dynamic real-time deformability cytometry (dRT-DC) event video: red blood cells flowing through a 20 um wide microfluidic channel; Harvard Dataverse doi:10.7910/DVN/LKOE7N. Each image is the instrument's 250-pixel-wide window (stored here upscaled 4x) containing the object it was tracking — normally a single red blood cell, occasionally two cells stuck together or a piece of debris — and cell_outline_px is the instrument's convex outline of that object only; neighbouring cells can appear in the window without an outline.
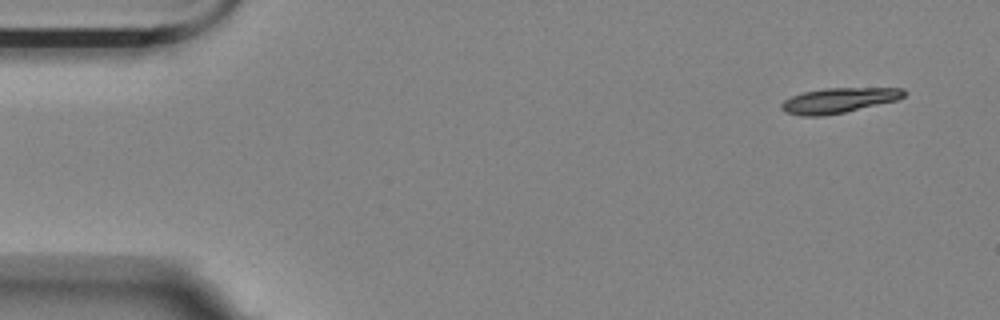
{"species": "Egyptian fruit bat (a non-hibernating species)", "species_latin": "Rousettus aegyptiacus", "temperature_condition": "room temperature", "stored_images_in_passage": 4, "segment_of_instrument_passage": [2, 2], "camera_frame_rate_fps": 3000, "um_per_image_px": 0.085, "animal": {"sex": "female"}, "frame": {"image": 1, "passage_image": 4, "time_ms": 1.0, "image_size_px": [1000, 320], "cell_outline_px": [[908, 92], [904, 96], [896, 100], [844, 112], [824, 116], [800, 116], [784, 112], [780, 108], [780, 104], [784, 100], [792, 96], [804, 92], [824, 88], [904, 88]], "centroid_in_image_um": [71.26, 8.53], "position_along_channel_um": 13.7, "area_um2": 17.92}}